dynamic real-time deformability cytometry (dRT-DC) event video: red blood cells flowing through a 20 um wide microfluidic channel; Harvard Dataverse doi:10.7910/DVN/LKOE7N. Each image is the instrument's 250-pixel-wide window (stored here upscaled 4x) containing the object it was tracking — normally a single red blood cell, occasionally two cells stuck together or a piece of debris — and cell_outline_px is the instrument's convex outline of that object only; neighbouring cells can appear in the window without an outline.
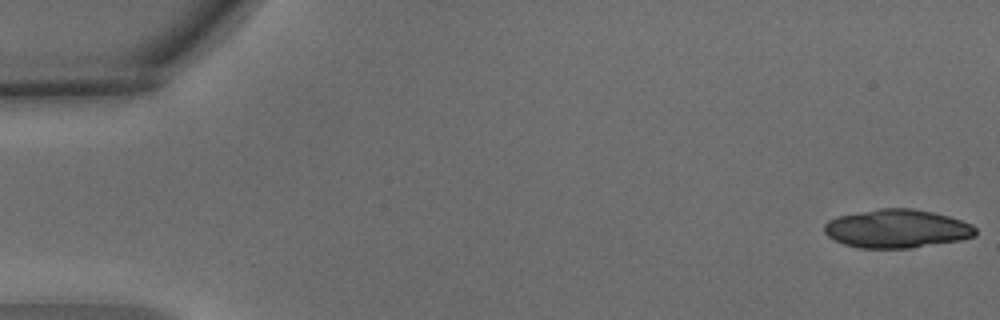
{"species": "common noctule bat (a hibernating species)", "species_latin": "Nyctalus noctula", "temperature_condition": "warm", "stored_images_in_passage": 5, "camera_frame_rate_fps": 3000, "um_per_image_px": 0.085, "animal": {"sex": "male", "body_mass_g": 15.6}, "frame": {"image": 1, "passage_image": 1, "time_ms": 0.0, "image_size_px": [1000, 320], "cell_outline_px": [[976, 236], [960, 240], [912, 248], [860, 248], [844, 244], [828, 236], [824, 232], [824, 224], [828, 220], [836, 216], [880, 208], [912, 208], [932, 212], [948, 216], [972, 224], [976, 228]], "centroid_in_image_um": [76.23, 19.44], "position_along_channel_um": 8.8, "area_um2": 33.99}}